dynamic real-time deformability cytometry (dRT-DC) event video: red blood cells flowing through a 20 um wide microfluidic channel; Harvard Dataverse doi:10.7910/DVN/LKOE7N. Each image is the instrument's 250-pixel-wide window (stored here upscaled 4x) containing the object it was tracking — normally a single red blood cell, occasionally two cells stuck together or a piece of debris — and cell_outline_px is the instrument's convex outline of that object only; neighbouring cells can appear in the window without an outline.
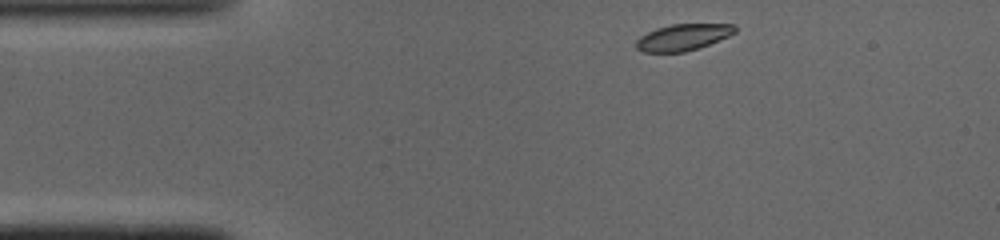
{"species": "common noctule bat (a hibernating species)", "species_latin": "Nyctalus noctula", "temperature_condition": "cold", "stored_images_in_passage": 42, "camera_frame_rate_fps": 3000, "um_per_image_px": 0.085, "animal": {"sex": "male", "body_mass_g": 19.0, "forearm_length_mm": 50.8}, "frame": {"image": 1, "passage_image": 1, "time_ms": 0.0, "image_size_px": [1000, 240], "cell_outline_px": [[736, 32], [728, 36], [708, 44], [684, 52], [644, 52], [636, 48], [636, 40], [640, 36], [656, 28], [672, 24], [736, 24]], "centroid_in_image_um": [58.04, 3.16], "position_along_channel_um": 27.0, "area_um2": 15.09}}
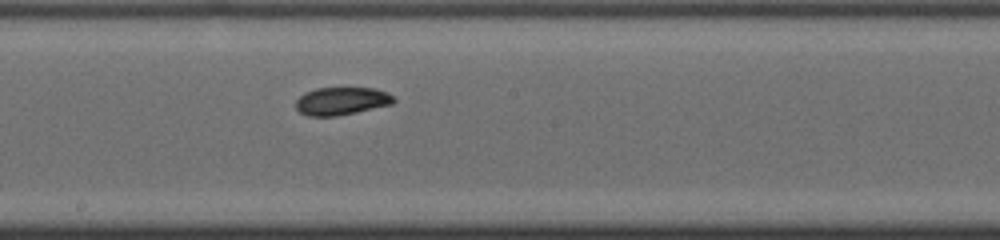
{"frame": {"image": 2, "passage_image": 19, "time_ms": 6.0, "image_size_px": [1000, 240], "cell_outline_px": [[396, 100], [392, 104], [356, 112], [336, 116], [308, 116], [300, 112], [296, 108], [296, 100], [304, 92], [316, 88], [376, 88], [388, 92]], "centroid_in_image_um": [29.03, 8.58], "position_along_channel_um": 219.2, "area_um2": 15.9}}
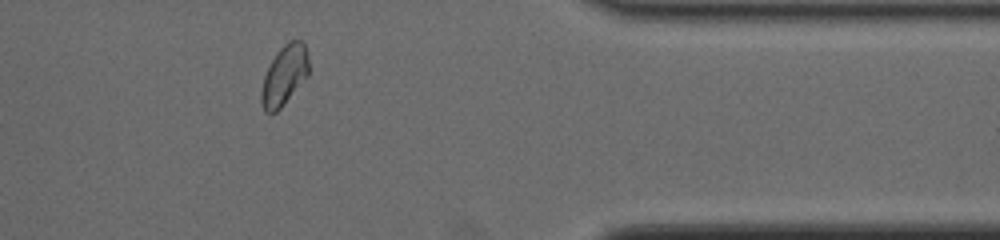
{"frame": {"image": 3, "passage_image": 33, "time_ms": 10.667, "image_size_px": [1000, 240], "cell_outline_px": [[308, 76], [280, 108], [276, 112], [264, 112], [260, 100], [260, 92], [264, 76], [276, 52], [288, 40], [304, 40], [308, 52]], "centroid_in_image_um": [24.17, 6.38], "position_along_channel_um": 387.2, "area_um2": 16.65}, "authors_computed_cell_mechanics": {"area_um2": 16.2418, "velocity_mm_per_s": 4.0624, "shape_relaxation_time_tau1_ms": 9.6508, "shape_relaxation_time_tau2_ms": 2.1192, "deformation_change_tau1": 0.1845, "deformation_change_tau2": 0.0492}}